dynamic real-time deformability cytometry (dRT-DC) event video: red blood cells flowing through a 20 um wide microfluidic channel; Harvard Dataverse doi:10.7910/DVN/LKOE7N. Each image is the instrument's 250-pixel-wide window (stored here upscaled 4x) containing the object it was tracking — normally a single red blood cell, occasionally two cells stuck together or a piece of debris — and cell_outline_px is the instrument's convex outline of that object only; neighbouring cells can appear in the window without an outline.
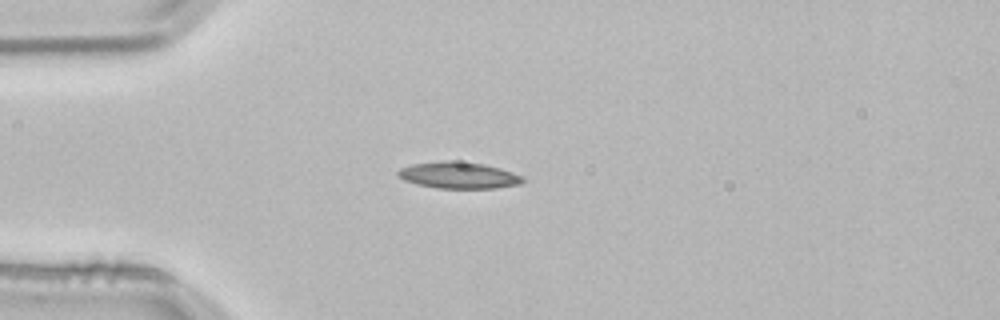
{"species": "common noctule bat (a hibernating species)", "species_latin": "Nyctalus noctula", "temperature_condition": "room temperature", "stored_images_in_passage": 2, "camera_frame_rate_fps": 3000, "um_per_image_px": 0.085, "animal": {"sex": "male", "body_mass_g": 21.5, "forearm_length_mm": 52.0}, "frame": {"image": 1, "passage_image": 2, "time_ms": 0.333, "image_size_px": [1000, 320], "cell_outline_px": [[524, 180], [520, 184], [496, 188], [436, 188], [416, 184], [404, 180], [396, 176], [396, 172], [400, 168], [412, 164], [440, 160], [452, 160], [480, 164], [500, 168], [524, 176]], "centroid_in_image_um": [38.94, 14.89], "position_along_channel_um": 46.1, "area_um2": 19.42}}